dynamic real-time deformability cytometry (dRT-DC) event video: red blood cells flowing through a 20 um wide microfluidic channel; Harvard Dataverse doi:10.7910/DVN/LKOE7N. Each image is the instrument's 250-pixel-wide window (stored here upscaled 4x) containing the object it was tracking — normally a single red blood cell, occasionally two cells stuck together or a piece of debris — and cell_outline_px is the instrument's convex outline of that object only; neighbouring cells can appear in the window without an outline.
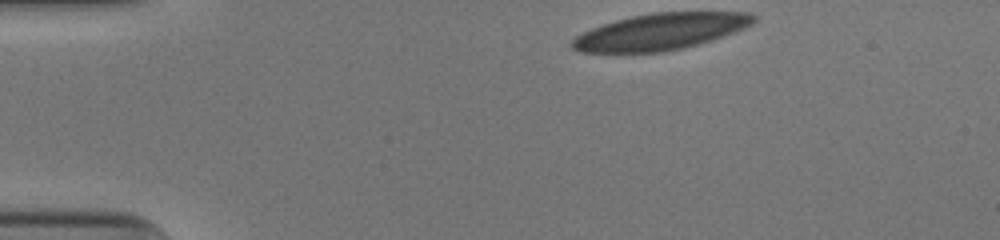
{"species": "human", "species_latin": "Homo sapiens", "temperature_condition": "cold", "stored_images_in_passage": 37, "camera_frame_rate_fps": 3000, "um_per_image_px": 0.085, "donor": {"sex": "male"}, "frame": {"image": 1, "passage_image": 1, "time_ms": 0.0, "image_size_px": [1000, 240], "cell_outline_px": [[756, 20], [752, 24], [744, 28], [684, 48], [664, 52], [580, 52], [572, 48], [568, 44], [576, 36], [592, 28], [616, 20], [632, 16], [652, 12], [748, 12], [756, 16]], "centroid_in_image_um": [56.11, 2.68], "position_along_channel_um": 28.9, "area_um2": 38.21}}
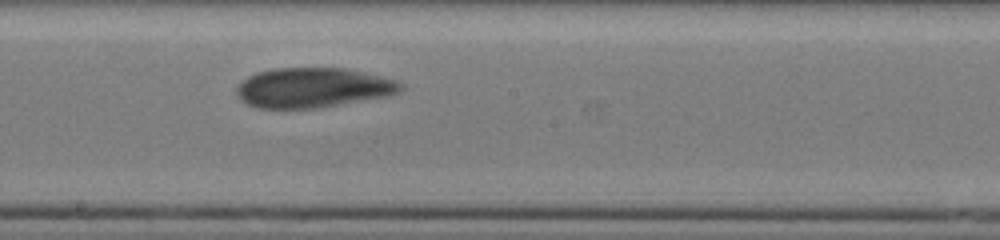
{"frame": {"image": 2, "passage_image": 22, "time_ms": 7.0, "image_size_px": [1000, 240], "cell_outline_px": [[404, 88], [396, 92], [384, 96], [316, 108], [256, 108], [240, 100], [236, 96], [236, 84], [248, 76], [256, 72], [272, 68], [344, 68], [392, 80], [404, 84]], "centroid_in_image_um": [26.47, 7.45], "position_along_channel_um": 221.7, "area_um2": 37.69}}
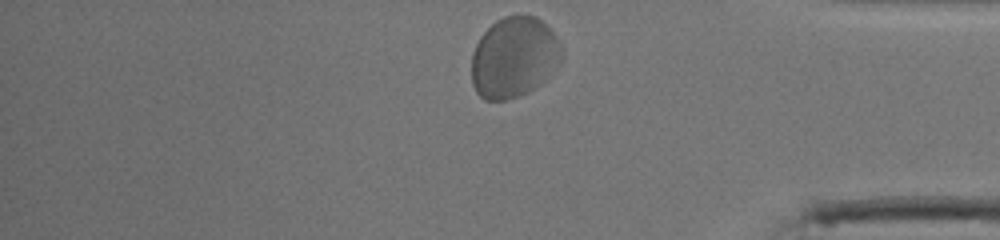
{"frame": {"image": 3, "passage_image": 37, "time_ms": 12.0, "image_size_px": [1000, 240], "cell_outline_px": [[564, 60], [540, 84], [528, 92], [520, 96], [508, 100], [484, 100], [476, 92], [472, 84], [472, 52], [480, 36], [496, 20], [504, 16], [536, 16], [556, 36], [560, 44]], "centroid_in_image_um": [43.69, 4.9], "position_along_channel_um": 391.5, "area_um2": 42.54}, "authors_computed_cell_mechanics": {"area_um2": 38.7838, "velocity_mm_per_s": 3.777, "shape_relaxation_time_tau1_ms": 4.668, "shape_relaxation_time_tau2_ms": 0.8368, "deformation_change_tau1": 0.1239, "deformation_change_tau2": 0.0475}}